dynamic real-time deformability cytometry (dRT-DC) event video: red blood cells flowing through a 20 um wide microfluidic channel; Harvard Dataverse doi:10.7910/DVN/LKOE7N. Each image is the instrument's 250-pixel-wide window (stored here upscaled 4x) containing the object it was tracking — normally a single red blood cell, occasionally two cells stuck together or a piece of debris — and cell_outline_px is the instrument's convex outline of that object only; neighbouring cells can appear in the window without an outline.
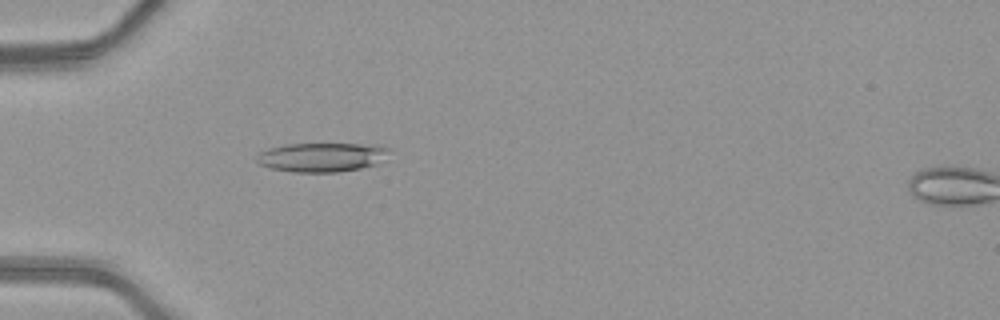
{"species": "common noctule bat (a hibernating species)", "species_latin": "Nyctalus noctula", "temperature_condition": "warm", "stored_images_in_passage": 47, "camera_frame_rate_fps": 3000, "um_per_image_px": 0.085, "animal": {"sex": "female", "body_mass_g": 21.9}, "frame": {"image": 1, "passage_image": 14, "time_ms": 4.333, "image_size_px": [1000, 320], "cell_outline_px": [[392, 148], [376, 164], [360, 168], [336, 172], [292, 172], [268, 168], [260, 164], [256, 160], [256, 156], [260, 152], [268, 148], [284, 144], [376, 144]], "centroid_in_image_um": [27.31, 13.35], "position_along_channel_um": 57.7, "area_um2": 22.54}}
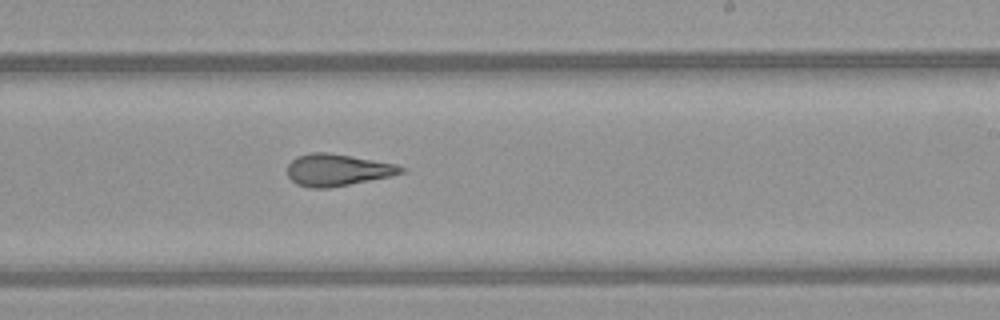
{"frame": {"image": 2, "passage_image": 29, "time_ms": 9.333, "image_size_px": [1000, 320], "cell_outline_px": [[404, 172], [392, 176], [328, 188], [308, 188], [296, 184], [288, 176], [288, 164], [296, 156], [308, 152], [328, 152], [352, 156], [396, 164], [404, 168]], "centroid_in_image_um": [28.65, 14.44], "position_along_channel_um": 260.3, "area_um2": 21.21}}
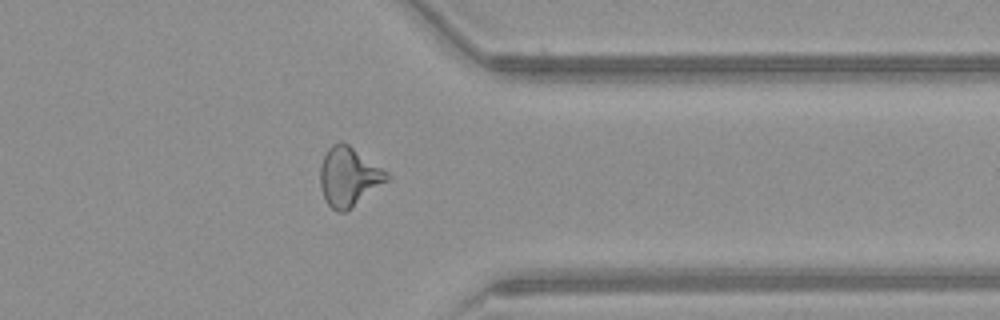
{"frame": {"image": 3, "passage_image": 38, "time_ms": 12.333, "image_size_px": [1000, 320], "cell_outline_px": [[392, 176], [388, 180], [344, 212], [336, 212], [328, 204], [320, 188], [320, 168], [324, 156], [328, 148], [332, 144], [340, 140], [348, 144], [388, 172]], "centroid_in_image_um": [29.63, 14.99], "position_along_channel_um": 381.8, "area_um2": 22.66}, "authors_computed_cell_mechanics": {"area_um2": 22.542, "velocity_mm_per_s": 4.2202, "shape_relaxation_time_tau1_ms": null, "shape_relaxation_time_tau2_ms": 2.4224, "deformation_change_tau1": null, "deformation_change_tau2": 0.1257}}